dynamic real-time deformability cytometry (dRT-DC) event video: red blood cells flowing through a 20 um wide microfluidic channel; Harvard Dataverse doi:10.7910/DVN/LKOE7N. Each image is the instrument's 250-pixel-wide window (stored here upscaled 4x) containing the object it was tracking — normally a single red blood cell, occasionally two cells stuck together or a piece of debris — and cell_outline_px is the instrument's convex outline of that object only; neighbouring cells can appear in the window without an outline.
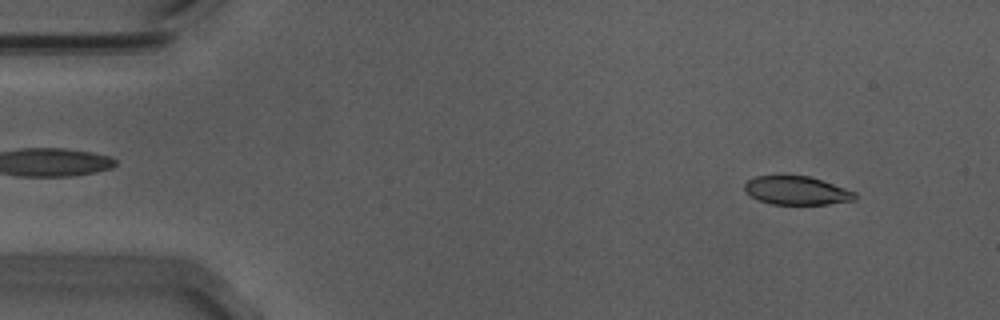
{"species": "Egyptian fruit bat (a non-hibernating species)", "species_latin": "Rousettus aegyptiacus", "temperature_condition": "warm", "stored_images_in_passage": 55, "camera_frame_rate_fps": 3000, "um_per_image_px": 0.085, "animal": {"sex": "male"}, "frame": {"image": 1, "passage_image": 5, "time_ms": 1.333, "image_size_px": [1000, 320], "cell_outline_px": [[856, 200], [828, 204], [772, 204], [760, 200], [752, 196], [744, 188], [744, 184], [748, 180], [756, 176], [808, 176], [856, 192]], "centroid_in_image_um": [67.73, 16.2], "position_along_channel_um": 17.3, "area_um2": 17.98}}
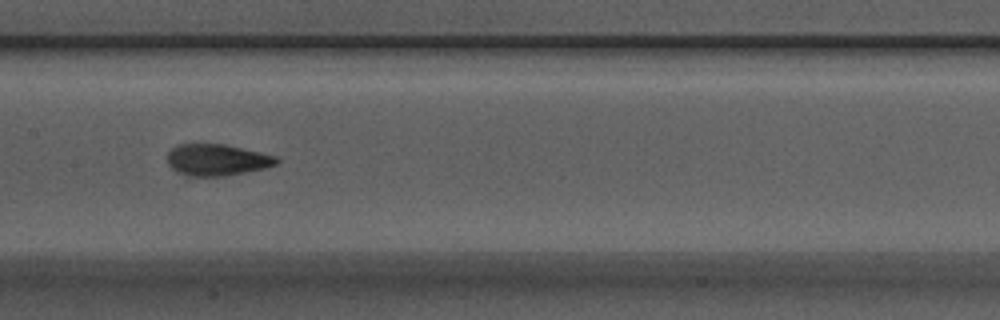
{"frame": {"image": 2, "passage_image": 27, "time_ms": 8.667, "image_size_px": [1000, 320], "cell_outline_px": [[280, 160], [276, 164], [268, 168], [224, 176], [192, 176], [180, 172], [172, 168], [168, 164], [168, 152], [172, 148], [180, 144], [224, 144], [260, 152], [276, 156]], "centroid_in_image_um": [18.48, 13.59], "position_along_channel_um": 188.9, "area_um2": 19.94}}
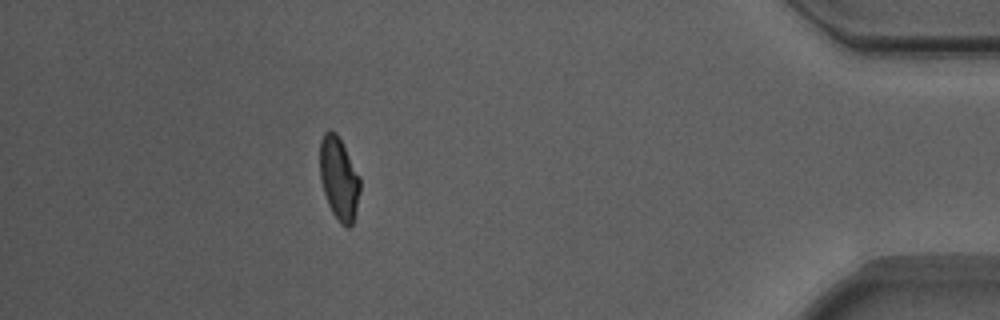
{"frame": {"image": 3, "passage_image": 49, "time_ms": 16.0, "image_size_px": [1000, 320], "cell_outline_px": [[360, 188], [356, 208], [352, 224], [348, 228], [340, 224], [332, 212], [328, 204], [320, 180], [320, 140], [324, 132], [328, 128], [336, 132], [360, 176]], "centroid_in_image_um": [28.79, 15.15], "position_along_channel_um": 406.4, "area_um2": 19.36}, "authors_computed_cell_mechanics": {"area_um2": 19.941, "velocity_mm_per_s": 3.7029, "shape_relaxation_time_tau1_ms": 4.3909, "shape_relaxation_time_tau2_ms": 1.2225, "deformation_change_tau1": 0.1635, "deformation_change_tau2": 0.0635}}